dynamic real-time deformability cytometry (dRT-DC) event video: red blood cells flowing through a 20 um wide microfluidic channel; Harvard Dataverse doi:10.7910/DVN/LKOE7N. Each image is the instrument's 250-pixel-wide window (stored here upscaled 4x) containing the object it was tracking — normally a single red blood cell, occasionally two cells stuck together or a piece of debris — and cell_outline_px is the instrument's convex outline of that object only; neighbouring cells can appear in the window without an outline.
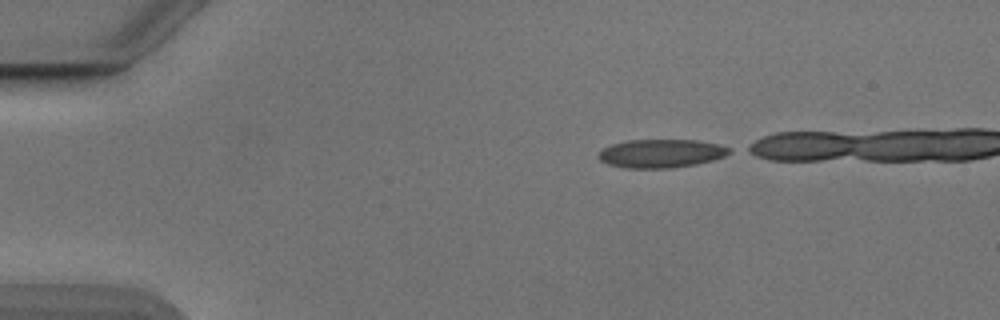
{"species": "Egyptian fruit bat (a non-hibernating species)", "species_latin": "Rousettus aegyptiacus", "temperature_condition": "cold", "stored_images_in_passage": 25, "camera_frame_rate_fps": 3000, "um_per_image_px": 0.085, "animal": {"sex": "male"}, "frame": {"image": 1, "passage_image": 1, "time_ms": 0.0, "image_size_px": [1000, 320], "cell_outline_px": [[732, 152], [724, 156], [712, 160], [696, 164], [672, 168], [624, 168], [608, 164], [600, 160], [596, 156], [604, 148], [612, 144], [628, 140], [696, 140], [720, 144], [732, 148]], "centroid_in_image_um": [56.21, 13.04], "position_along_channel_um": 28.8, "area_um2": 21.79}}
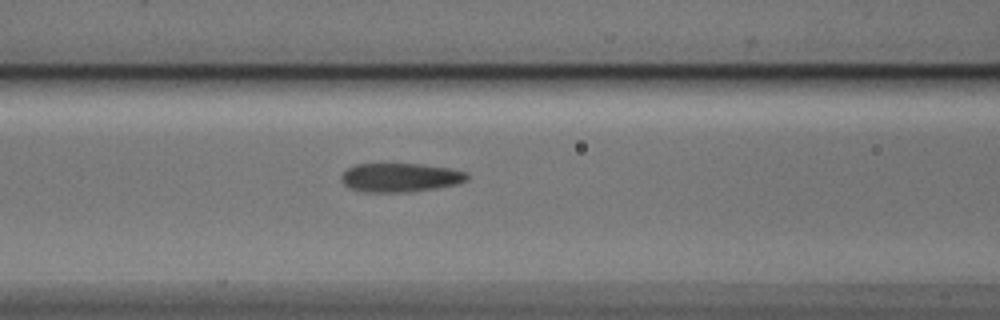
{"frame": {"image": 2, "passage_image": 14, "time_ms": 4.333, "image_size_px": [1000, 320], "cell_outline_px": [[468, 180], [456, 184], [436, 188], [408, 192], [360, 192], [348, 188], [340, 180], [340, 176], [348, 168], [356, 164], [424, 164], [452, 168], [468, 172]], "centroid_in_image_um": [34.02, 15.09], "position_along_channel_um": 132.6, "area_um2": 21.44}}
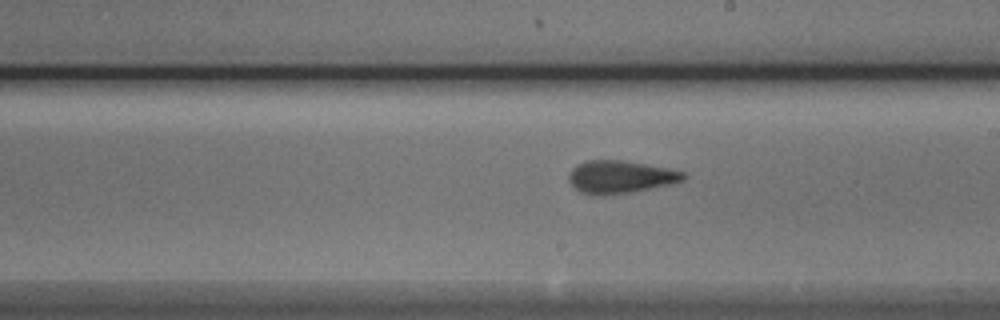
{"frame": {"image": 3, "passage_image": 22, "time_ms": 7.0, "image_size_px": [1000, 320], "cell_outline_px": [[688, 176], [684, 180], [672, 184], [632, 192], [600, 196], [596, 196], [580, 192], [568, 180], [568, 176], [572, 168], [576, 164], [588, 160], [620, 160], [644, 164], [684, 172]], "centroid_in_image_um": [52.71, 15.05], "position_along_channel_um": 236.3, "area_um2": 21.85}}